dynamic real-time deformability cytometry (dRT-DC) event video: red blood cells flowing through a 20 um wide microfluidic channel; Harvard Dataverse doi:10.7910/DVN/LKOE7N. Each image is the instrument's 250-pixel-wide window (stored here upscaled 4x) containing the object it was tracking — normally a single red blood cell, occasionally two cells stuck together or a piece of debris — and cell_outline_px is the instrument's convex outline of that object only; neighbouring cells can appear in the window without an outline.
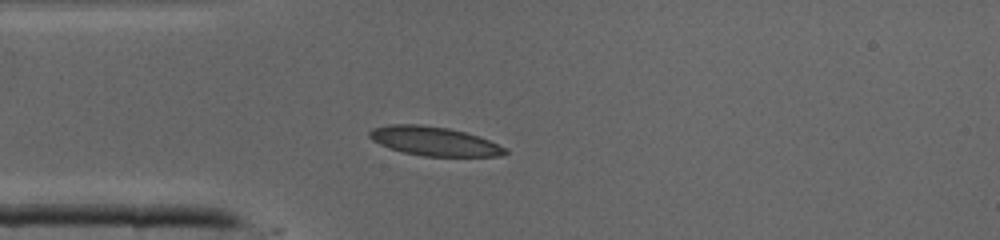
{"species": "common noctule bat (a hibernating species)", "species_latin": "Nyctalus noctula", "temperature_condition": "cold", "stored_images_in_passage": 15, "camera_frame_rate_fps": 3000, "um_per_image_px": 0.085, "animal": {"sex": "male", "body_mass_g": 19.0, "forearm_length_mm": 50.8}, "frame": {"image": 1, "passage_image": 8, "time_ms": 2.333, "image_size_px": [1000, 240], "cell_outline_px": [[508, 152], [500, 156], [424, 156], [404, 152], [388, 148], [372, 140], [368, 136], [368, 132], [372, 128], [388, 124], [420, 124], [448, 128], [480, 136], [508, 148]], "centroid_in_image_um": [36.9, 11.99], "position_along_channel_um": 48.1, "area_um2": 23.06}}
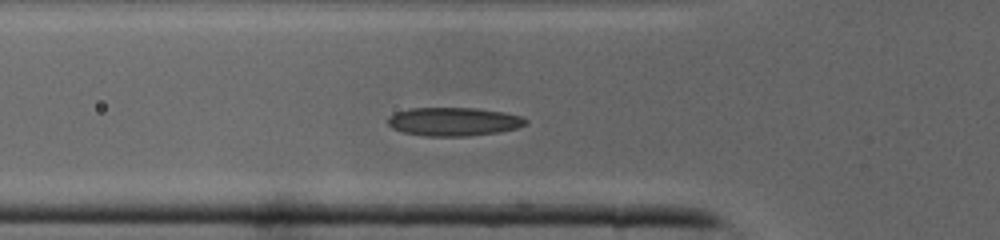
{"frame": {"image": 2, "passage_image": 11, "time_ms": 3.333, "image_size_px": [1000, 240], "cell_outline_px": [[528, 124], [516, 128], [500, 132], [468, 136], [424, 136], [404, 132], [392, 128], [388, 124], [388, 116], [396, 112], [408, 108], [476, 108], [504, 112], [520, 116], [528, 120]], "centroid_in_image_um": [38.56, 10.34], "position_along_channel_um": 87.2, "area_um2": 23.0}}
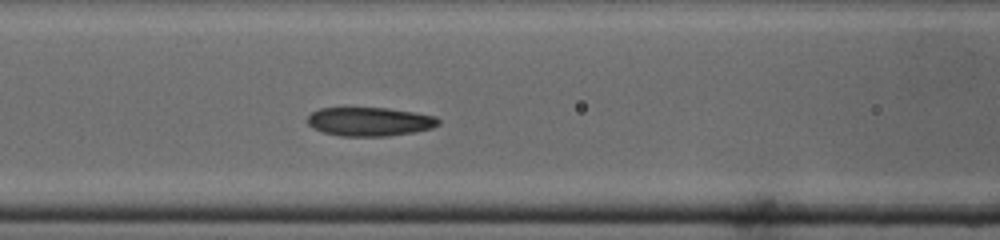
{"frame": {"image": 3, "passage_image": 14, "time_ms": 4.333, "image_size_px": [1000, 240], "cell_outline_px": [[440, 124], [432, 128], [412, 132], [388, 136], [340, 136], [324, 132], [312, 128], [308, 124], [308, 116], [312, 112], [320, 108], [388, 108], [416, 112], [436, 116], [440, 120]], "centroid_in_image_um": [31.44, 10.33], "position_along_channel_um": 135.2, "area_um2": 22.02}}